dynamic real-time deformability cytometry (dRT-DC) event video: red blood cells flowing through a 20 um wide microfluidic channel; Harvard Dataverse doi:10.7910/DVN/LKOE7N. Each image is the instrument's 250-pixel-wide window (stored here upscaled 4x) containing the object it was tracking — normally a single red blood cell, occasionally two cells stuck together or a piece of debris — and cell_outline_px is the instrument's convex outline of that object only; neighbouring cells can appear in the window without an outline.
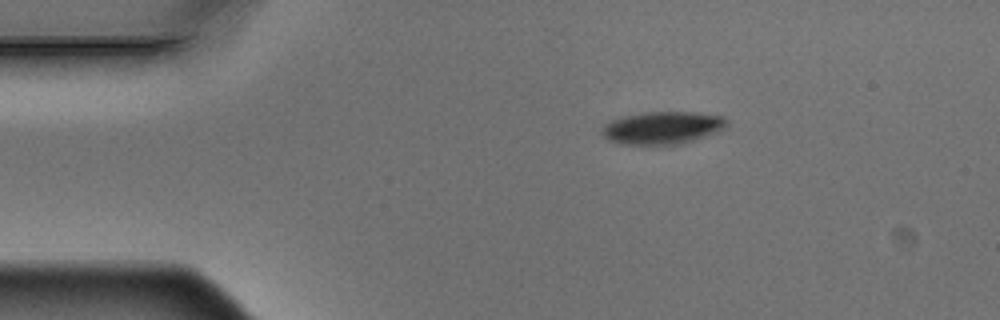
{"species": "Egyptian fruit bat (a non-hibernating species)", "species_latin": "Rousettus aegyptiacus", "temperature_condition": "warm", "stored_images_in_passage": 4, "segment_of_instrument_passage": [1, 2], "camera_frame_rate_fps": 3000, "um_per_image_px": 0.085, "animal": {"sex": "male"}, "frame": {"image": 1, "passage_image": 1, "time_ms": 0.0, "image_size_px": [1000, 320], "cell_outline_px": [[728, 124], [724, 128], [692, 140], [676, 144], [620, 144], [604, 136], [600, 132], [604, 124], [612, 120], [624, 116], [648, 112], [696, 112], [724, 116], [728, 120]], "centroid_in_image_um": [56.3, 10.84], "position_along_channel_um": 28.7, "area_um2": 23.29}}